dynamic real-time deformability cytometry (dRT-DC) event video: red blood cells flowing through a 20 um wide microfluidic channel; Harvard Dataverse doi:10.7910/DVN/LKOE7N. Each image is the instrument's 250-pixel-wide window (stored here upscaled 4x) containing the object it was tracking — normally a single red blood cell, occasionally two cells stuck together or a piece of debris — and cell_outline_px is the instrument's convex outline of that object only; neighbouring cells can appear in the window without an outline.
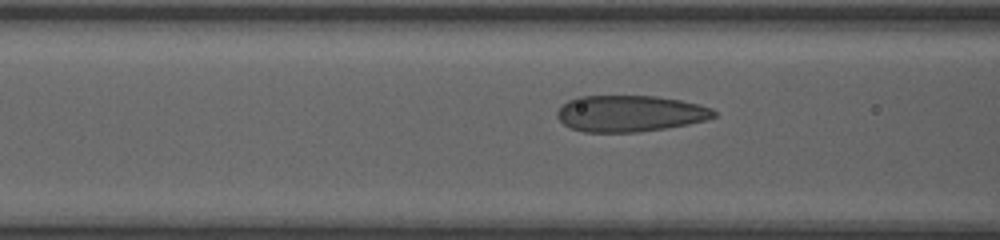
{"species": "human", "species_latin": "Homo sapiens", "temperature_condition": "room temperature", "stored_images_in_passage": 34, "camera_frame_rate_fps": 3000, "um_per_image_px": 0.085, "donor": {"sex": "female"}, "frame": {"image": 1, "passage_image": 10, "time_ms": 3.0, "image_size_px": [1000, 240], "cell_outline_px": [[716, 116], [708, 120], [688, 124], [664, 128], [636, 132], [584, 132], [572, 128], [564, 124], [556, 116], [556, 112], [568, 100], [576, 96], [656, 96], [680, 100], [700, 104], [712, 108], [716, 112]], "centroid_in_image_um": [53.56, 9.64], "position_along_channel_um": 113.0, "area_um2": 33.23}}
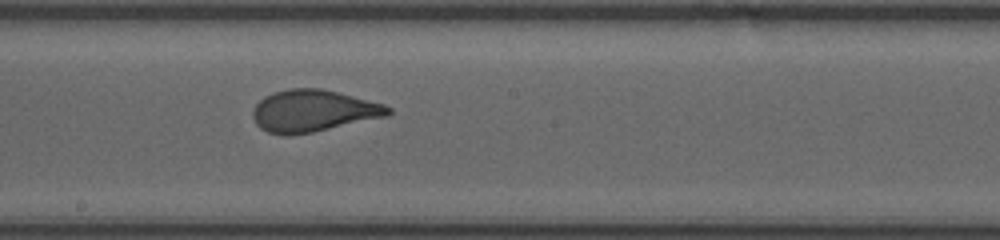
{"frame": {"image": 2, "passage_image": 18, "time_ms": 5.667, "image_size_px": [1000, 240], "cell_outline_px": [[392, 112], [388, 116], [312, 132], [284, 136], [268, 132], [260, 128], [256, 124], [252, 116], [252, 108], [264, 96], [272, 92], [288, 88], [320, 88], [384, 104], [392, 108]], "centroid_in_image_um": [26.58, 9.42], "position_along_channel_um": 221.6, "area_um2": 33.06}}
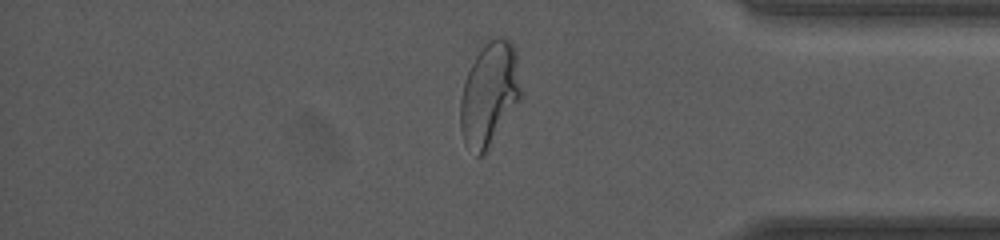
{"frame": {"image": 3, "passage_image": 32, "time_ms": 10.333, "image_size_px": [1000, 240], "cell_outline_px": [[520, 100], [484, 152], [480, 156], [476, 156], [464, 144], [460, 128], [460, 100], [464, 84], [468, 72], [480, 48], [488, 40], [496, 36], [508, 40], [512, 44], [516, 52], [520, 88]], "centroid_in_image_um": [41.57, 7.98], "position_along_channel_um": 393.6, "area_um2": 35.89}}